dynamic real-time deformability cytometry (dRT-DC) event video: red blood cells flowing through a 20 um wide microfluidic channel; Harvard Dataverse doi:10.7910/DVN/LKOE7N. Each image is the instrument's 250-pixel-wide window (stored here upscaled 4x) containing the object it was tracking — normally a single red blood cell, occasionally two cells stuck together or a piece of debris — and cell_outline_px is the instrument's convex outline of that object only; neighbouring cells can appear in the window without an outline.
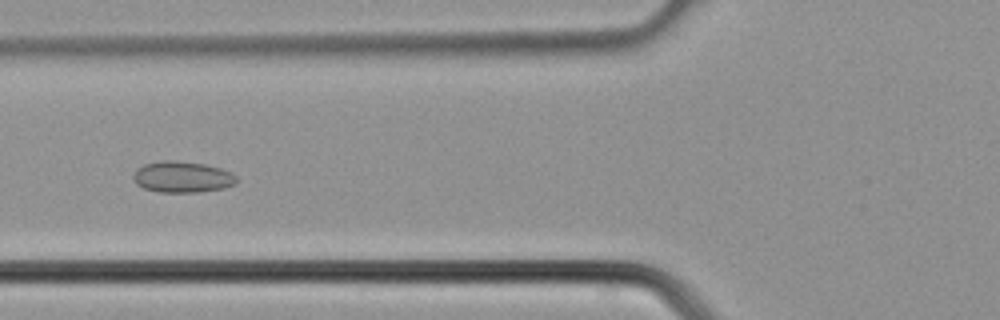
{"species": "common noctule bat (a hibernating species)", "species_latin": "Nyctalus noctula", "temperature_condition": "cold", "stored_images_in_passage": 27, "camera_frame_rate_fps": 3000, "um_per_image_px": 0.085, "animal": {"sex": "male", "body_mass_g": 21.5, "forearm_length_mm": 52.0}, "frame": {"image": 1, "passage_image": 9, "time_ms": 2.667, "image_size_px": [1000, 320], "cell_outline_px": [[236, 184], [224, 188], [200, 192], [160, 192], [144, 188], [136, 184], [132, 180], [132, 176], [136, 168], [144, 164], [164, 160], [176, 160], [204, 164], [220, 168], [232, 172], [236, 176]], "centroid_in_image_um": [15.48, 15.04], "position_along_channel_um": 110.3, "area_um2": 18.96}}
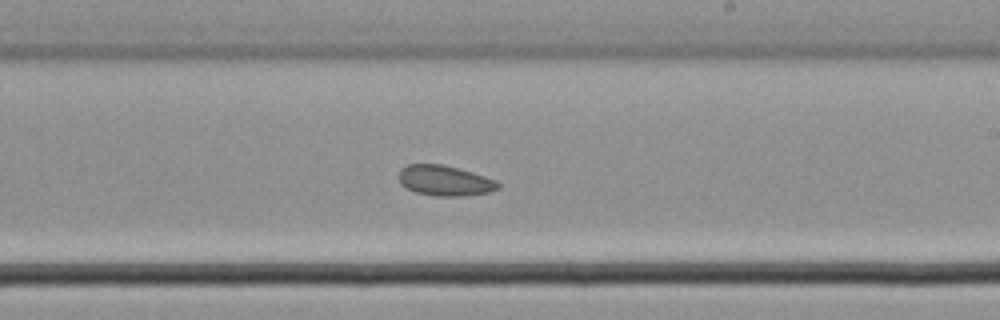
{"frame": {"image": 2, "passage_image": 17, "time_ms": 5.333, "image_size_px": [1000, 320], "cell_outline_px": [[500, 188], [488, 192], [464, 196], [432, 196], [416, 192], [400, 184], [400, 168], [408, 164], [440, 164], [472, 172], [496, 180], [500, 184]], "centroid_in_image_um": [37.81, 15.36], "position_along_channel_um": 251.2, "area_um2": 17.46}}
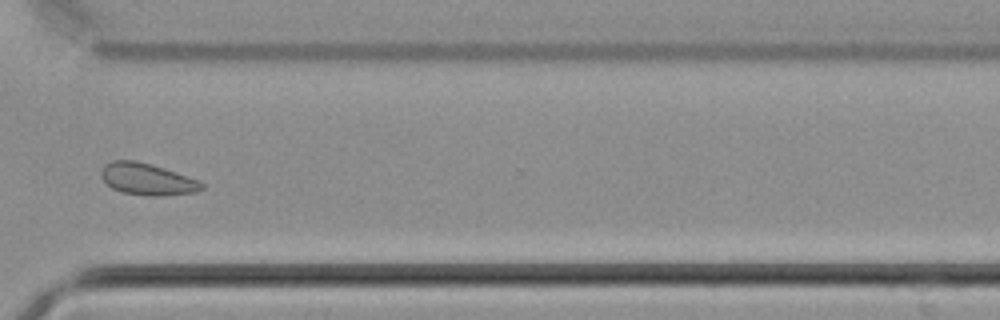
{"frame": {"image": 3, "passage_image": 23, "time_ms": 7.333, "image_size_px": [1000, 320], "cell_outline_px": [[204, 188], [196, 192], [164, 196], [148, 196], [124, 192], [112, 188], [100, 176], [100, 172], [104, 164], [112, 160], [136, 160], [152, 164], [164, 168], [196, 180], [204, 184]], "centroid_in_image_um": [12.49, 15.22], "position_along_channel_um": 358.1, "area_um2": 18.55}}